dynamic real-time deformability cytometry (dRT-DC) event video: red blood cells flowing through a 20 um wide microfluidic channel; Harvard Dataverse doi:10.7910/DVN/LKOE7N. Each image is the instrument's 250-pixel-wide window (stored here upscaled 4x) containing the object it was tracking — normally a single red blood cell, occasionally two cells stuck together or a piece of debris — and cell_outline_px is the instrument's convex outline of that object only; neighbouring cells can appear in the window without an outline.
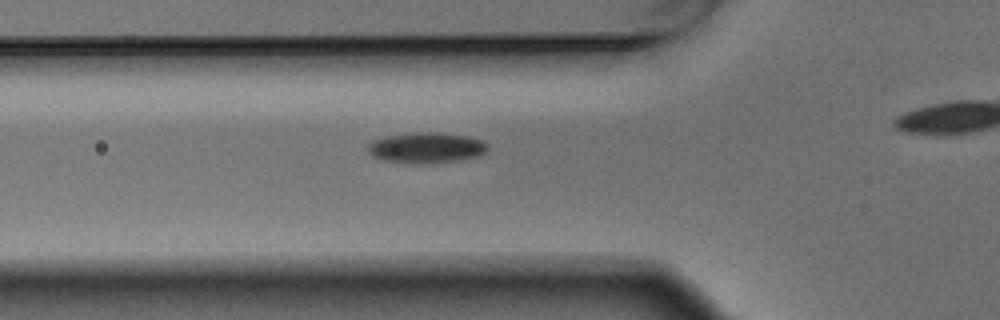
{"species": "Egyptian fruit bat (a non-hibernating species)", "species_latin": "Rousettus aegyptiacus", "temperature_condition": "warm", "stored_images_in_passage": 5, "camera_frame_rate_fps": 3000, "um_per_image_px": 0.085, "animal": {"sex": "male"}, "frame": {"image": 1, "passage_image": 4, "time_ms": 1.0, "image_size_px": [1000, 320], "cell_outline_px": [[488, 148], [480, 156], [460, 160], [428, 164], [408, 164], [380, 160], [372, 156], [368, 152], [368, 144], [372, 140], [388, 136], [428, 132], [468, 136], [480, 140], [488, 144]], "centroid_in_image_um": [36.21, 12.59], "position_along_channel_um": 89.6, "area_um2": 21.44}}